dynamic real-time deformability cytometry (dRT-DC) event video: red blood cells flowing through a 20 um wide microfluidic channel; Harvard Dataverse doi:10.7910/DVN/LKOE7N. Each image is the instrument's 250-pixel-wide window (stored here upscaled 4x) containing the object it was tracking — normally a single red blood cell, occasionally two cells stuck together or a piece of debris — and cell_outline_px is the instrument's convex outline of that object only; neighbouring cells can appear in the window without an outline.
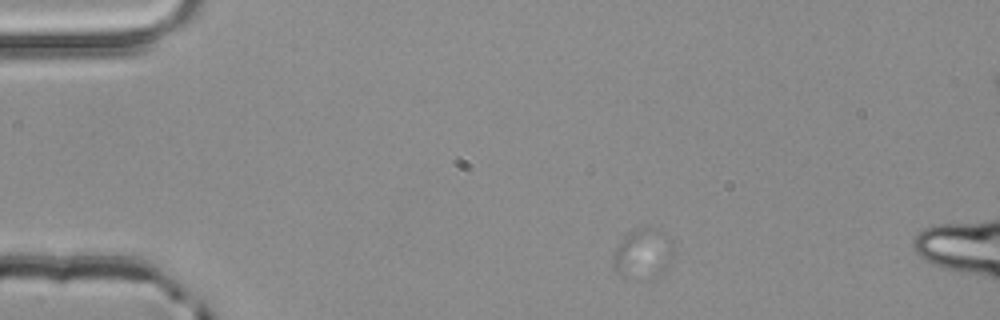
{"species": "common noctule bat (a hibernating species)", "species_latin": "Nyctalus noctula", "temperature_condition": "room temperature", "stored_images_in_passage": 24, "camera_frame_rate_fps": 3000, "um_per_image_px": 0.085, "animal": {"sex": "male", "body_mass_g": 20.4}, "frame": {"image": 1, "passage_image": 1, "time_ms": 0.0, "image_size_px": [1000, 320], "cell_outline_px": [[676, 256], [672, 264], [660, 276], [620, 276], [612, 268], [612, 256], [616, 248], [632, 232], [644, 224], [656, 228], [664, 232], [672, 240], [676, 252]], "centroid_in_image_um": [54.76, 21.53], "position_along_channel_um": 30.2, "area_um2": 17.98}}